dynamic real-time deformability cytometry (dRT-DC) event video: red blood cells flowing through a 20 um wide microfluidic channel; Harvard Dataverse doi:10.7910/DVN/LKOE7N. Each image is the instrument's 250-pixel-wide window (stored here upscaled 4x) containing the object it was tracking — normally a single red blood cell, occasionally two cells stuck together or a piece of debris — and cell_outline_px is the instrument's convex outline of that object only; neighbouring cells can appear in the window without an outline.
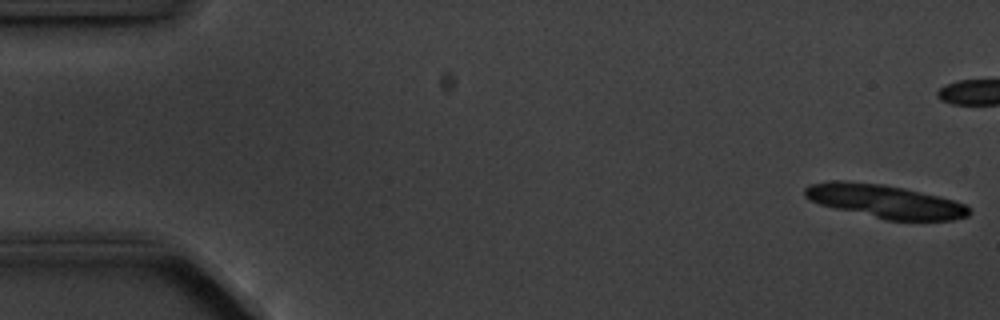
{"species": "common noctule bat (a hibernating species)", "species_latin": "Nyctalus noctula", "temperature_condition": "cold", "stored_images_in_passage": 6, "segment_of_instrument_passage": [2, 2], "camera_frame_rate_fps": 3000, "um_per_image_px": 0.085, "animal": {"sex": "male", "body_mass_g": 20.1, "forearm_length_mm": 53.5}, "frame": {"image": 1, "passage_image": 6, "time_ms": 6.667, "image_size_px": [1000, 320], "cell_outline_px": [[972, 212], [968, 216], [952, 220], [884, 220], [820, 204], [804, 196], [804, 188], [808, 184], [832, 180], [844, 180], [884, 184], [904, 188], [940, 196], [964, 204]], "centroid_in_image_um": [75.2, 17.1], "position_along_channel_um": 9.8, "area_um2": 31.96}}